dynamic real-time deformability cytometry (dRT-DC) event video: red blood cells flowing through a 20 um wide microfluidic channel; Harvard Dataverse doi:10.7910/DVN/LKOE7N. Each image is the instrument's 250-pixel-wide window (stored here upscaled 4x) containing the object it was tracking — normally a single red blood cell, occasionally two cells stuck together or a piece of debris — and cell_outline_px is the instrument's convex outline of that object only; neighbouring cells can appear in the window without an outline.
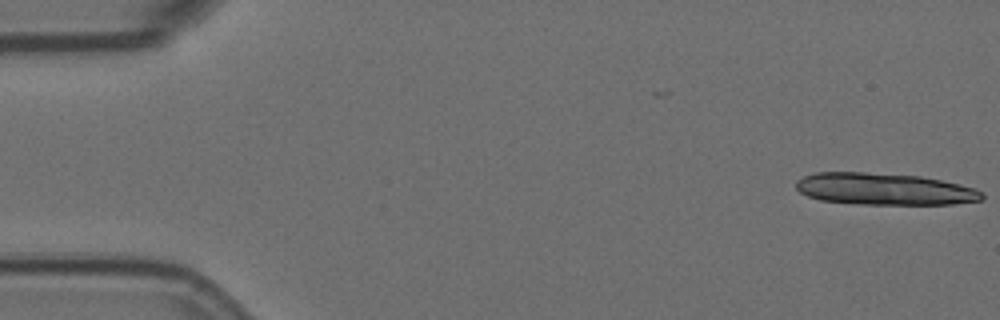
{"species": "Egyptian fruit bat (a non-hibernating species)", "species_latin": "Rousettus aegyptiacus", "temperature_condition": "room temperature", "stored_images_in_passage": 3, "camera_frame_rate_fps": 3000, "um_per_image_px": 0.085, "animal": {"sex": "female"}, "frame": {"image": 1, "passage_image": 1, "time_ms": 0.0, "image_size_px": [1000, 320], "cell_outline_px": [[984, 196], [980, 200], [952, 204], [860, 204], [820, 200], [808, 196], [800, 192], [796, 188], [796, 180], [804, 176], [816, 172], [864, 172], [920, 176], [960, 184], [984, 192]], "centroid_in_image_um": [75.14, 16.06], "position_along_channel_um": 9.9, "area_um2": 34.39}}